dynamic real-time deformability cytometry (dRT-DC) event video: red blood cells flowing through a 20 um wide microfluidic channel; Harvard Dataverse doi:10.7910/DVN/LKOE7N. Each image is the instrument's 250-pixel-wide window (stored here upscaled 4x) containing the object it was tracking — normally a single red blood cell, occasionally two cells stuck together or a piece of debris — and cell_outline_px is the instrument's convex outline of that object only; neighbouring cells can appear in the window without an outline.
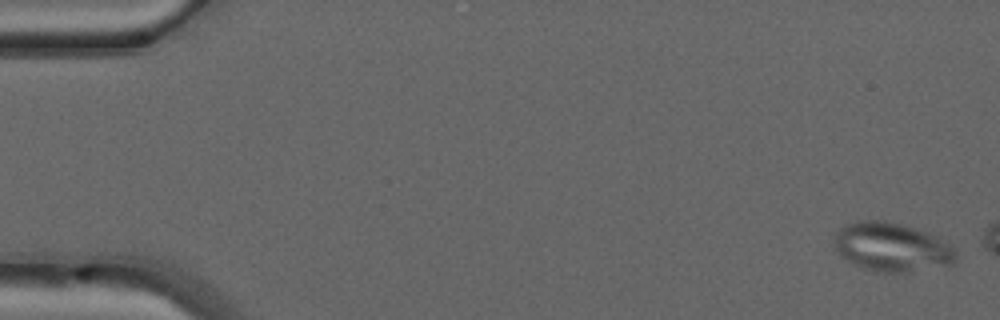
{"species": "common noctule bat (a hibernating species)", "species_latin": "Nyctalus noctula", "temperature_condition": "warm", "stored_images_in_passage": 7, "camera_frame_rate_fps": 3000, "um_per_image_px": 0.085, "animal": {"sex": "male", "forearm_length_mm": 52.5}, "frame": {"image": 1, "passage_image": 2, "time_ms": 0.333, "image_size_px": [1000, 320], "cell_outline_px": [[956, 260], [952, 264], [904, 272], [876, 272], [864, 268], [840, 256], [836, 248], [836, 232], [840, 228], [856, 220], [884, 220], [900, 224], [928, 232], [936, 236], [956, 248]], "centroid_in_image_um": [75.82, 20.99], "position_along_channel_um": 9.2, "area_um2": 34.33}}